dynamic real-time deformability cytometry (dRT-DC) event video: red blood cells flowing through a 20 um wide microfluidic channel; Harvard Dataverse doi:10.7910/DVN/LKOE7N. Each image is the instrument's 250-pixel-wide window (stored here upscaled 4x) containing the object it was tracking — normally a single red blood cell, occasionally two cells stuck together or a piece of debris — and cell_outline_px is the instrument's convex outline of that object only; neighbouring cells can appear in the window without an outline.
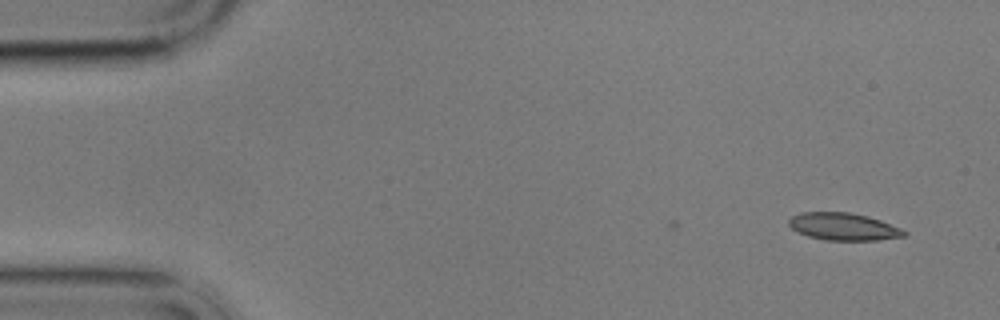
{"species": "common noctule bat (a hibernating species)", "species_latin": "Nyctalus noctula", "temperature_condition": "cold", "stored_images_in_passage": 4, "camera_frame_rate_fps": 3000, "um_per_image_px": 0.085, "animal": {"sex": "male", "body_mass_g": 17.9}, "frame": {"image": 1, "passage_image": 4, "time_ms": 1.0, "image_size_px": [1000, 320], "cell_outline_px": [[908, 232], [904, 236], [876, 240], [824, 240], [808, 236], [792, 228], [788, 224], [788, 220], [792, 216], [800, 212], [848, 212], [868, 216], [880, 220], [900, 228]], "centroid_in_image_um": [71.68, 19.25], "position_along_channel_um": 13.3, "area_um2": 18.26}}